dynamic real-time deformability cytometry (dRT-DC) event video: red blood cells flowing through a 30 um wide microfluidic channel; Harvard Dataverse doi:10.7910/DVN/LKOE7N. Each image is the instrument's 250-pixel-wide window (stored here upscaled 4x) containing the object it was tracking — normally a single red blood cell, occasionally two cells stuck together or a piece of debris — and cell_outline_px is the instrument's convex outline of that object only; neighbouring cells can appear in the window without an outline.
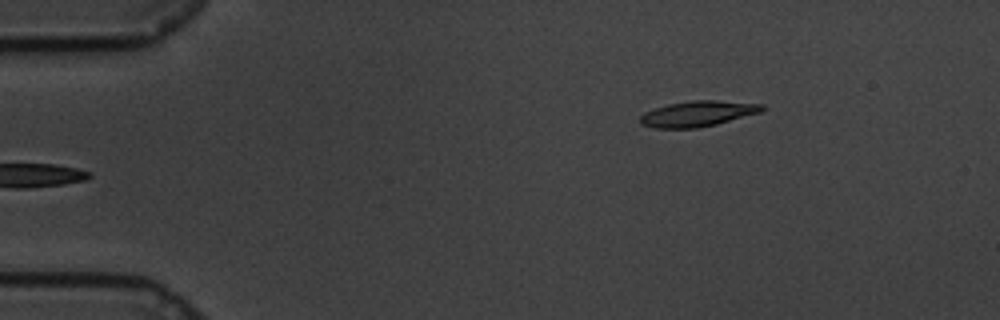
{"species": "common noctule bat (a hibernating species)", "species_latin": "Nyctalus noctula", "temperature_condition": "cold", "stored_images_in_passage": 51, "camera_frame_rate_fps": 3000, "um_per_image_px": 0.085, "animal": {"sex": "male", "body_mass_g": 19.5, "forearm_length_mm": 54.6}, "frame": {"image": 1, "passage_image": 1, "time_ms": 0.0, "image_size_px": [1000, 320], "cell_outline_px": [[764, 108], [760, 112], [716, 124], [696, 128], [652, 128], [640, 124], [640, 116], [644, 112], [668, 104], [692, 100], [716, 100], [764, 104]], "centroid_in_image_um": [59.28, 9.66], "position_along_channel_um": 25.7, "area_um2": 18.09}}
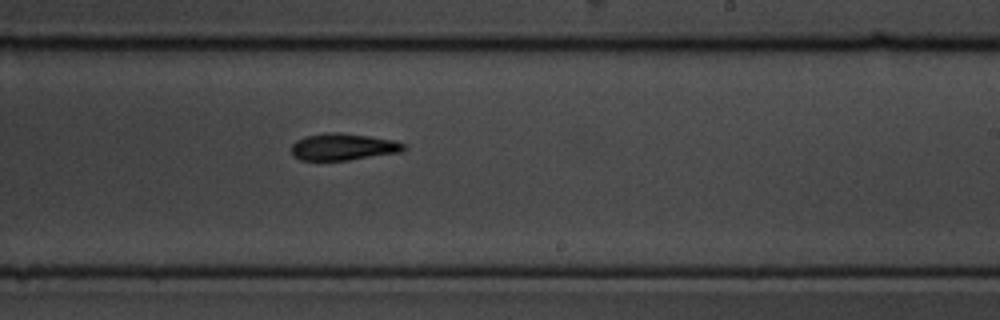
{"frame": {"image": 2, "passage_image": 28, "time_ms": 9.0, "image_size_px": [1000, 320], "cell_outline_px": [[408, 148], [400, 152], [348, 160], [300, 160], [292, 156], [292, 144], [296, 140], [304, 136], [328, 132], [340, 132], [368, 136], [392, 140], [404, 144]], "centroid_in_image_um": [29.13, 12.48], "position_along_channel_um": 259.9, "area_um2": 17.57}}
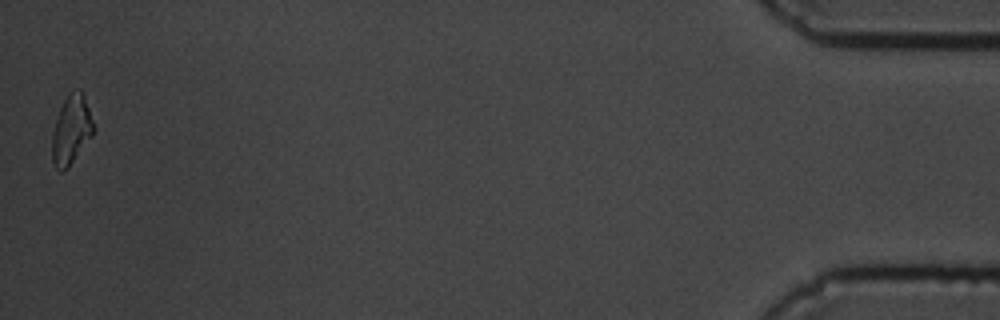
{"frame": {"image": 3, "passage_image": 51, "time_ms": 16.667, "image_size_px": [1000, 320], "cell_outline_px": [[96, 128], [92, 136], [68, 168], [64, 172], [60, 172], [56, 168], [52, 160], [52, 132], [60, 108], [68, 92], [80, 88], [84, 92]], "centroid_in_image_um": [6.09, 11.01], "position_along_channel_um": 429.1, "area_um2": 17.05}, "authors_computed_cell_mechanics": {"area_um2": 17.5712, "velocity_mm_per_s": 3.377, "shape_relaxation_time_tau1_ms": 4.3478, "shape_relaxation_time_tau2_ms": 4.7342, "deformation_change_tau1": 0.1742, "deformation_change_tau2": 0.1386}}